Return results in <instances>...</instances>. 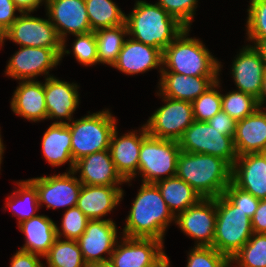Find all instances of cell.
Listing matches in <instances>:
<instances>
[{
  "instance_id": "cell-1",
  "label": "cell",
  "mask_w": 266,
  "mask_h": 267,
  "mask_svg": "<svg viewBox=\"0 0 266 267\" xmlns=\"http://www.w3.org/2000/svg\"><path fill=\"white\" fill-rule=\"evenodd\" d=\"M130 208L122 235L155 238L164 242L165 231L172 221L175 223V216L154 183L141 184Z\"/></svg>"
},
{
  "instance_id": "cell-2",
  "label": "cell",
  "mask_w": 266,
  "mask_h": 267,
  "mask_svg": "<svg viewBox=\"0 0 266 267\" xmlns=\"http://www.w3.org/2000/svg\"><path fill=\"white\" fill-rule=\"evenodd\" d=\"M125 23L130 38L158 48L161 52L186 29L160 5L145 0L135 1L132 12L126 15Z\"/></svg>"
},
{
  "instance_id": "cell-3",
  "label": "cell",
  "mask_w": 266,
  "mask_h": 267,
  "mask_svg": "<svg viewBox=\"0 0 266 267\" xmlns=\"http://www.w3.org/2000/svg\"><path fill=\"white\" fill-rule=\"evenodd\" d=\"M232 167L222 158L181 151L176 176L189 184L202 198H216L231 182Z\"/></svg>"
},
{
  "instance_id": "cell-4",
  "label": "cell",
  "mask_w": 266,
  "mask_h": 267,
  "mask_svg": "<svg viewBox=\"0 0 266 267\" xmlns=\"http://www.w3.org/2000/svg\"><path fill=\"white\" fill-rule=\"evenodd\" d=\"M190 28L180 33L162 52V71L185 76H220L221 62L196 37H188Z\"/></svg>"
},
{
  "instance_id": "cell-5",
  "label": "cell",
  "mask_w": 266,
  "mask_h": 267,
  "mask_svg": "<svg viewBox=\"0 0 266 267\" xmlns=\"http://www.w3.org/2000/svg\"><path fill=\"white\" fill-rule=\"evenodd\" d=\"M86 115L67 123L71 134V150L74 162L80 158L109 149L116 118L109 109Z\"/></svg>"
},
{
  "instance_id": "cell-6",
  "label": "cell",
  "mask_w": 266,
  "mask_h": 267,
  "mask_svg": "<svg viewBox=\"0 0 266 267\" xmlns=\"http://www.w3.org/2000/svg\"><path fill=\"white\" fill-rule=\"evenodd\" d=\"M253 234L251 218L224 194L216 197V227L213 247L231 259Z\"/></svg>"
},
{
  "instance_id": "cell-7",
  "label": "cell",
  "mask_w": 266,
  "mask_h": 267,
  "mask_svg": "<svg viewBox=\"0 0 266 267\" xmlns=\"http://www.w3.org/2000/svg\"><path fill=\"white\" fill-rule=\"evenodd\" d=\"M180 152L178 141L148 135L142 141L139 153L137 174L142 177V183H156L176 176Z\"/></svg>"
},
{
  "instance_id": "cell-8",
  "label": "cell",
  "mask_w": 266,
  "mask_h": 267,
  "mask_svg": "<svg viewBox=\"0 0 266 267\" xmlns=\"http://www.w3.org/2000/svg\"><path fill=\"white\" fill-rule=\"evenodd\" d=\"M181 151L222 158L231 167L237 159L233 138L221 134L207 121H196L184 131L178 141Z\"/></svg>"
},
{
  "instance_id": "cell-9",
  "label": "cell",
  "mask_w": 266,
  "mask_h": 267,
  "mask_svg": "<svg viewBox=\"0 0 266 267\" xmlns=\"http://www.w3.org/2000/svg\"><path fill=\"white\" fill-rule=\"evenodd\" d=\"M157 95L162 97L165 105L157 108L144 124L148 135L179 141L184 131L194 122L192 103L165 97L159 92Z\"/></svg>"
},
{
  "instance_id": "cell-10",
  "label": "cell",
  "mask_w": 266,
  "mask_h": 267,
  "mask_svg": "<svg viewBox=\"0 0 266 267\" xmlns=\"http://www.w3.org/2000/svg\"><path fill=\"white\" fill-rule=\"evenodd\" d=\"M19 14L16 21L4 33V40H11L24 47L50 48L61 57L63 41L49 18L34 17L30 12Z\"/></svg>"
},
{
  "instance_id": "cell-11",
  "label": "cell",
  "mask_w": 266,
  "mask_h": 267,
  "mask_svg": "<svg viewBox=\"0 0 266 267\" xmlns=\"http://www.w3.org/2000/svg\"><path fill=\"white\" fill-rule=\"evenodd\" d=\"M45 10L46 16L63 41L62 60L64 55L71 53V50H66L68 34L92 32L85 0H46Z\"/></svg>"
},
{
  "instance_id": "cell-12",
  "label": "cell",
  "mask_w": 266,
  "mask_h": 267,
  "mask_svg": "<svg viewBox=\"0 0 266 267\" xmlns=\"http://www.w3.org/2000/svg\"><path fill=\"white\" fill-rule=\"evenodd\" d=\"M119 238L109 260L113 267H155L167 256L164 242L158 239Z\"/></svg>"
},
{
  "instance_id": "cell-13",
  "label": "cell",
  "mask_w": 266,
  "mask_h": 267,
  "mask_svg": "<svg viewBox=\"0 0 266 267\" xmlns=\"http://www.w3.org/2000/svg\"><path fill=\"white\" fill-rule=\"evenodd\" d=\"M19 48L9 59L4 71L5 76L19 81L35 80L42 74L51 77L49 70L60 64L61 57L53 49L24 46Z\"/></svg>"
},
{
  "instance_id": "cell-14",
  "label": "cell",
  "mask_w": 266,
  "mask_h": 267,
  "mask_svg": "<svg viewBox=\"0 0 266 267\" xmlns=\"http://www.w3.org/2000/svg\"><path fill=\"white\" fill-rule=\"evenodd\" d=\"M29 180L37 188L39 207L45 204L47 209H69L77 205L82 183L73 171Z\"/></svg>"
},
{
  "instance_id": "cell-15",
  "label": "cell",
  "mask_w": 266,
  "mask_h": 267,
  "mask_svg": "<svg viewBox=\"0 0 266 267\" xmlns=\"http://www.w3.org/2000/svg\"><path fill=\"white\" fill-rule=\"evenodd\" d=\"M175 224L188 237L196 240L194 246L213 247L216 227V198H202L175 217Z\"/></svg>"
},
{
  "instance_id": "cell-16",
  "label": "cell",
  "mask_w": 266,
  "mask_h": 267,
  "mask_svg": "<svg viewBox=\"0 0 266 267\" xmlns=\"http://www.w3.org/2000/svg\"><path fill=\"white\" fill-rule=\"evenodd\" d=\"M117 229L115 221L113 222L112 219L88 221L84 233L77 239L87 265L110 260L119 240Z\"/></svg>"
},
{
  "instance_id": "cell-17",
  "label": "cell",
  "mask_w": 266,
  "mask_h": 267,
  "mask_svg": "<svg viewBox=\"0 0 266 267\" xmlns=\"http://www.w3.org/2000/svg\"><path fill=\"white\" fill-rule=\"evenodd\" d=\"M232 78L237 91L255 97L261 93L266 65L261 54L253 45H245L232 61Z\"/></svg>"
},
{
  "instance_id": "cell-18",
  "label": "cell",
  "mask_w": 266,
  "mask_h": 267,
  "mask_svg": "<svg viewBox=\"0 0 266 267\" xmlns=\"http://www.w3.org/2000/svg\"><path fill=\"white\" fill-rule=\"evenodd\" d=\"M132 130L126 134L118 136L117 127L115 128L110 145L109 152L116 166L117 171L130 183L137 177L139 166V153L142 141L148 136L147 129L143 124L139 133Z\"/></svg>"
},
{
  "instance_id": "cell-19",
  "label": "cell",
  "mask_w": 266,
  "mask_h": 267,
  "mask_svg": "<svg viewBox=\"0 0 266 267\" xmlns=\"http://www.w3.org/2000/svg\"><path fill=\"white\" fill-rule=\"evenodd\" d=\"M45 77L44 91L47 109V119H59L53 123H69L73 119V113L79 106V86L59 80L55 76ZM64 119L67 121H64Z\"/></svg>"
},
{
  "instance_id": "cell-20",
  "label": "cell",
  "mask_w": 266,
  "mask_h": 267,
  "mask_svg": "<svg viewBox=\"0 0 266 267\" xmlns=\"http://www.w3.org/2000/svg\"><path fill=\"white\" fill-rule=\"evenodd\" d=\"M231 182L255 198L266 199V154L238 156L232 166Z\"/></svg>"
},
{
  "instance_id": "cell-21",
  "label": "cell",
  "mask_w": 266,
  "mask_h": 267,
  "mask_svg": "<svg viewBox=\"0 0 266 267\" xmlns=\"http://www.w3.org/2000/svg\"><path fill=\"white\" fill-rule=\"evenodd\" d=\"M82 185L121 186L126 180L117 171L109 149L86 155L74 164Z\"/></svg>"
},
{
  "instance_id": "cell-22",
  "label": "cell",
  "mask_w": 266,
  "mask_h": 267,
  "mask_svg": "<svg viewBox=\"0 0 266 267\" xmlns=\"http://www.w3.org/2000/svg\"><path fill=\"white\" fill-rule=\"evenodd\" d=\"M126 75H137L152 69L162 71V52L153 46L143 44L130 38L123 47L112 66Z\"/></svg>"
},
{
  "instance_id": "cell-23",
  "label": "cell",
  "mask_w": 266,
  "mask_h": 267,
  "mask_svg": "<svg viewBox=\"0 0 266 267\" xmlns=\"http://www.w3.org/2000/svg\"><path fill=\"white\" fill-rule=\"evenodd\" d=\"M124 193L120 186L82 185L76 206L89 220H102L116 209Z\"/></svg>"
},
{
  "instance_id": "cell-24",
  "label": "cell",
  "mask_w": 266,
  "mask_h": 267,
  "mask_svg": "<svg viewBox=\"0 0 266 267\" xmlns=\"http://www.w3.org/2000/svg\"><path fill=\"white\" fill-rule=\"evenodd\" d=\"M218 79L219 76H185L161 72L158 92L165 97L192 103Z\"/></svg>"
},
{
  "instance_id": "cell-25",
  "label": "cell",
  "mask_w": 266,
  "mask_h": 267,
  "mask_svg": "<svg viewBox=\"0 0 266 267\" xmlns=\"http://www.w3.org/2000/svg\"><path fill=\"white\" fill-rule=\"evenodd\" d=\"M10 102L17 116L32 122L47 119L44 83L37 80L19 81Z\"/></svg>"
},
{
  "instance_id": "cell-26",
  "label": "cell",
  "mask_w": 266,
  "mask_h": 267,
  "mask_svg": "<svg viewBox=\"0 0 266 267\" xmlns=\"http://www.w3.org/2000/svg\"><path fill=\"white\" fill-rule=\"evenodd\" d=\"M264 109L258 108L253 114L236 122L233 141L237 156L266 152V109Z\"/></svg>"
},
{
  "instance_id": "cell-27",
  "label": "cell",
  "mask_w": 266,
  "mask_h": 267,
  "mask_svg": "<svg viewBox=\"0 0 266 267\" xmlns=\"http://www.w3.org/2000/svg\"><path fill=\"white\" fill-rule=\"evenodd\" d=\"M25 235L19 250L44 257L57 239L56 223L46 215H36L18 224Z\"/></svg>"
},
{
  "instance_id": "cell-28",
  "label": "cell",
  "mask_w": 266,
  "mask_h": 267,
  "mask_svg": "<svg viewBox=\"0 0 266 267\" xmlns=\"http://www.w3.org/2000/svg\"><path fill=\"white\" fill-rule=\"evenodd\" d=\"M42 153L48 164L60 167L69 162L68 171H73L71 134L67 123H52L42 137Z\"/></svg>"
},
{
  "instance_id": "cell-29",
  "label": "cell",
  "mask_w": 266,
  "mask_h": 267,
  "mask_svg": "<svg viewBox=\"0 0 266 267\" xmlns=\"http://www.w3.org/2000/svg\"><path fill=\"white\" fill-rule=\"evenodd\" d=\"M154 184L175 217L202 199L198 192L177 176L159 180Z\"/></svg>"
},
{
  "instance_id": "cell-30",
  "label": "cell",
  "mask_w": 266,
  "mask_h": 267,
  "mask_svg": "<svg viewBox=\"0 0 266 267\" xmlns=\"http://www.w3.org/2000/svg\"><path fill=\"white\" fill-rule=\"evenodd\" d=\"M19 189H15L6 199V207L17 216L18 224L24 220L36 216L40 209L38 202V191L36 186L29 180L16 182Z\"/></svg>"
},
{
  "instance_id": "cell-31",
  "label": "cell",
  "mask_w": 266,
  "mask_h": 267,
  "mask_svg": "<svg viewBox=\"0 0 266 267\" xmlns=\"http://www.w3.org/2000/svg\"><path fill=\"white\" fill-rule=\"evenodd\" d=\"M94 34L96 36L99 64H107L112 67L123 47L125 37L128 36L126 23L99 29L94 31Z\"/></svg>"
},
{
  "instance_id": "cell-32",
  "label": "cell",
  "mask_w": 266,
  "mask_h": 267,
  "mask_svg": "<svg viewBox=\"0 0 266 267\" xmlns=\"http://www.w3.org/2000/svg\"><path fill=\"white\" fill-rule=\"evenodd\" d=\"M91 30L125 24L126 14L112 0H85Z\"/></svg>"
},
{
  "instance_id": "cell-33",
  "label": "cell",
  "mask_w": 266,
  "mask_h": 267,
  "mask_svg": "<svg viewBox=\"0 0 266 267\" xmlns=\"http://www.w3.org/2000/svg\"><path fill=\"white\" fill-rule=\"evenodd\" d=\"M48 267H87L77 240L57 237L43 257Z\"/></svg>"
},
{
  "instance_id": "cell-34",
  "label": "cell",
  "mask_w": 266,
  "mask_h": 267,
  "mask_svg": "<svg viewBox=\"0 0 266 267\" xmlns=\"http://www.w3.org/2000/svg\"><path fill=\"white\" fill-rule=\"evenodd\" d=\"M230 264L231 267H266V233H253L230 259Z\"/></svg>"
},
{
  "instance_id": "cell-35",
  "label": "cell",
  "mask_w": 266,
  "mask_h": 267,
  "mask_svg": "<svg viewBox=\"0 0 266 267\" xmlns=\"http://www.w3.org/2000/svg\"><path fill=\"white\" fill-rule=\"evenodd\" d=\"M222 111L235 121H240L253 114L258 108L257 99L241 91L233 90L222 94Z\"/></svg>"
},
{
  "instance_id": "cell-36",
  "label": "cell",
  "mask_w": 266,
  "mask_h": 267,
  "mask_svg": "<svg viewBox=\"0 0 266 267\" xmlns=\"http://www.w3.org/2000/svg\"><path fill=\"white\" fill-rule=\"evenodd\" d=\"M219 80L192 102L194 120L208 121L222 110V94L217 90L220 88Z\"/></svg>"
},
{
  "instance_id": "cell-37",
  "label": "cell",
  "mask_w": 266,
  "mask_h": 267,
  "mask_svg": "<svg viewBox=\"0 0 266 267\" xmlns=\"http://www.w3.org/2000/svg\"><path fill=\"white\" fill-rule=\"evenodd\" d=\"M187 258L186 267H231L230 259L214 247L194 246Z\"/></svg>"
},
{
  "instance_id": "cell-38",
  "label": "cell",
  "mask_w": 266,
  "mask_h": 267,
  "mask_svg": "<svg viewBox=\"0 0 266 267\" xmlns=\"http://www.w3.org/2000/svg\"><path fill=\"white\" fill-rule=\"evenodd\" d=\"M63 215L61 230L56 224L57 237L77 240L86 229L88 217L77 206L66 209Z\"/></svg>"
},
{
  "instance_id": "cell-39",
  "label": "cell",
  "mask_w": 266,
  "mask_h": 267,
  "mask_svg": "<svg viewBox=\"0 0 266 267\" xmlns=\"http://www.w3.org/2000/svg\"><path fill=\"white\" fill-rule=\"evenodd\" d=\"M247 12V39H266V0H250Z\"/></svg>"
},
{
  "instance_id": "cell-40",
  "label": "cell",
  "mask_w": 266,
  "mask_h": 267,
  "mask_svg": "<svg viewBox=\"0 0 266 267\" xmlns=\"http://www.w3.org/2000/svg\"><path fill=\"white\" fill-rule=\"evenodd\" d=\"M73 36H75L76 39L71 46L76 61L85 66L99 64L96 36L94 32L92 31L90 33Z\"/></svg>"
},
{
  "instance_id": "cell-41",
  "label": "cell",
  "mask_w": 266,
  "mask_h": 267,
  "mask_svg": "<svg viewBox=\"0 0 266 267\" xmlns=\"http://www.w3.org/2000/svg\"><path fill=\"white\" fill-rule=\"evenodd\" d=\"M156 3L186 28L191 27L198 0H158Z\"/></svg>"
},
{
  "instance_id": "cell-42",
  "label": "cell",
  "mask_w": 266,
  "mask_h": 267,
  "mask_svg": "<svg viewBox=\"0 0 266 267\" xmlns=\"http://www.w3.org/2000/svg\"><path fill=\"white\" fill-rule=\"evenodd\" d=\"M236 207L244 212L248 217L252 218L259 206L260 199L255 198L232 182L226 187L223 193Z\"/></svg>"
},
{
  "instance_id": "cell-43",
  "label": "cell",
  "mask_w": 266,
  "mask_h": 267,
  "mask_svg": "<svg viewBox=\"0 0 266 267\" xmlns=\"http://www.w3.org/2000/svg\"><path fill=\"white\" fill-rule=\"evenodd\" d=\"M213 128L221 131V134L234 137L236 130V122L224 111L218 112L211 119L207 121Z\"/></svg>"
},
{
  "instance_id": "cell-44",
  "label": "cell",
  "mask_w": 266,
  "mask_h": 267,
  "mask_svg": "<svg viewBox=\"0 0 266 267\" xmlns=\"http://www.w3.org/2000/svg\"><path fill=\"white\" fill-rule=\"evenodd\" d=\"M19 10L12 0H0V31L4 34L16 21Z\"/></svg>"
},
{
  "instance_id": "cell-45",
  "label": "cell",
  "mask_w": 266,
  "mask_h": 267,
  "mask_svg": "<svg viewBox=\"0 0 266 267\" xmlns=\"http://www.w3.org/2000/svg\"><path fill=\"white\" fill-rule=\"evenodd\" d=\"M37 254L18 250L11 258L10 267H45Z\"/></svg>"
},
{
  "instance_id": "cell-46",
  "label": "cell",
  "mask_w": 266,
  "mask_h": 267,
  "mask_svg": "<svg viewBox=\"0 0 266 267\" xmlns=\"http://www.w3.org/2000/svg\"><path fill=\"white\" fill-rule=\"evenodd\" d=\"M253 233H266V199H261L251 218Z\"/></svg>"
},
{
  "instance_id": "cell-47",
  "label": "cell",
  "mask_w": 266,
  "mask_h": 267,
  "mask_svg": "<svg viewBox=\"0 0 266 267\" xmlns=\"http://www.w3.org/2000/svg\"><path fill=\"white\" fill-rule=\"evenodd\" d=\"M19 10V13L37 11L36 9L42 4L46 5V0H12Z\"/></svg>"
},
{
  "instance_id": "cell-48",
  "label": "cell",
  "mask_w": 266,
  "mask_h": 267,
  "mask_svg": "<svg viewBox=\"0 0 266 267\" xmlns=\"http://www.w3.org/2000/svg\"><path fill=\"white\" fill-rule=\"evenodd\" d=\"M248 42H252V44L261 54V57L266 65V39H246Z\"/></svg>"
},
{
  "instance_id": "cell-49",
  "label": "cell",
  "mask_w": 266,
  "mask_h": 267,
  "mask_svg": "<svg viewBox=\"0 0 266 267\" xmlns=\"http://www.w3.org/2000/svg\"><path fill=\"white\" fill-rule=\"evenodd\" d=\"M257 102H258L259 108H264L263 105L266 103V71H265V74H264L261 93H260V95L258 97Z\"/></svg>"
},
{
  "instance_id": "cell-50",
  "label": "cell",
  "mask_w": 266,
  "mask_h": 267,
  "mask_svg": "<svg viewBox=\"0 0 266 267\" xmlns=\"http://www.w3.org/2000/svg\"><path fill=\"white\" fill-rule=\"evenodd\" d=\"M87 267H113V266L109 261H107V262L89 264Z\"/></svg>"
},
{
  "instance_id": "cell-51",
  "label": "cell",
  "mask_w": 266,
  "mask_h": 267,
  "mask_svg": "<svg viewBox=\"0 0 266 267\" xmlns=\"http://www.w3.org/2000/svg\"><path fill=\"white\" fill-rule=\"evenodd\" d=\"M4 150H5V147H4L3 140H2V137L0 134V170H1V163H2V159H3Z\"/></svg>"
},
{
  "instance_id": "cell-52",
  "label": "cell",
  "mask_w": 266,
  "mask_h": 267,
  "mask_svg": "<svg viewBox=\"0 0 266 267\" xmlns=\"http://www.w3.org/2000/svg\"><path fill=\"white\" fill-rule=\"evenodd\" d=\"M170 266V261H169V257L166 256L158 265H156L155 267H169Z\"/></svg>"
},
{
  "instance_id": "cell-53",
  "label": "cell",
  "mask_w": 266,
  "mask_h": 267,
  "mask_svg": "<svg viewBox=\"0 0 266 267\" xmlns=\"http://www.w3.org/2000/svg\"><path fill=\"white\" fill-rule=\"evenodd\" d=\"M4 34L0 31V47H2L3 46V44H4Z\"/></svg>"
}]
</instances>
